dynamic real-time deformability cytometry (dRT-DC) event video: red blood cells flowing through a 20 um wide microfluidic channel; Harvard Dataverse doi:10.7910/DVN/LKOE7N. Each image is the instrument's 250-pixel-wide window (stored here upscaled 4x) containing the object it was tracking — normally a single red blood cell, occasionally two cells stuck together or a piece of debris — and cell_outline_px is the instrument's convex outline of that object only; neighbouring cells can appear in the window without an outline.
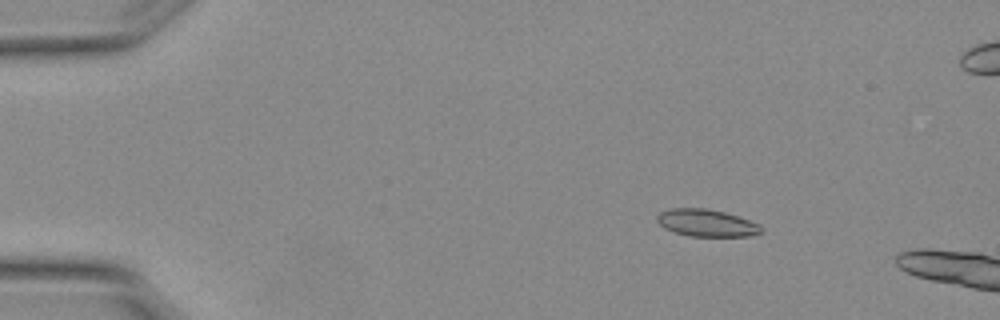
{"species": "Egyptian fruit bat (a non-hibernating species)", "species_latin": "Rousettus aegyptiacus", "temperature_condition": "warm", "stored_images_in_passage": 4, "camera_frame_rate_fps": 3000, "um_per_image_px": 0.085, "animal": {"sex": "female"}, "frame": {"image": 1, "passage_image": 2, "time_ms": 0.333, "image_size_px": [1000, 320], "cell_outline_px": [[764, 232], [752, 236], [688, 236], [664, 228], [656, 220], [656, 216], [660, 212], [672, 208], [704, 208], [724, 212], [760, 224]], "centroid_in_image_um": [60.07, 18.95], "position_along_channel_um": 24.9, "area_um2": 16.47}}